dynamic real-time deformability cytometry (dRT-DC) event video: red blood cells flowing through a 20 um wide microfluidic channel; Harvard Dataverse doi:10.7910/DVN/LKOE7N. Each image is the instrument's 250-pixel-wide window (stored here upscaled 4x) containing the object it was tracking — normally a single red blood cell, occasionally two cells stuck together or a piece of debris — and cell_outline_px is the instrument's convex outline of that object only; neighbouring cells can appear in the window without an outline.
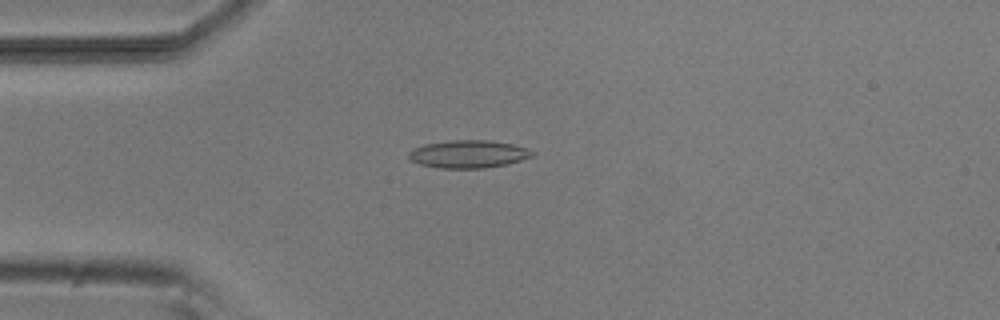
{"species": "common noctule bat (a hibernating species)", "species_latin": "Nyctalus noctula", "temperature_condition": "room temperature", "stored_images_in_passage": 52, "camera_frame_rate_fps": 3000, "um_per_image_px": 0.085, "animal": {"sex": "male", "body_mass_g": 20.5, "forearm_length_mm": 52.5}, "frame": {"image": 1, "passage_image": 13, "time_ms": 4.0, "image_size_px": [1000, 320], "cell_outline_px": [[536, 152], [532, 156], [520, 160], [504, 164], [484, 168], [440, 168], [420, 164], [412, 160], [408, 156], [408, 152], [412, 148], [424, 144], [452, 140], [488, 140], [512, 144], [528, 148]], "centroid_in_image_um": [39.8, 13.08], "position_along_channel_um": 45.2, "area_um2": 19.88}}
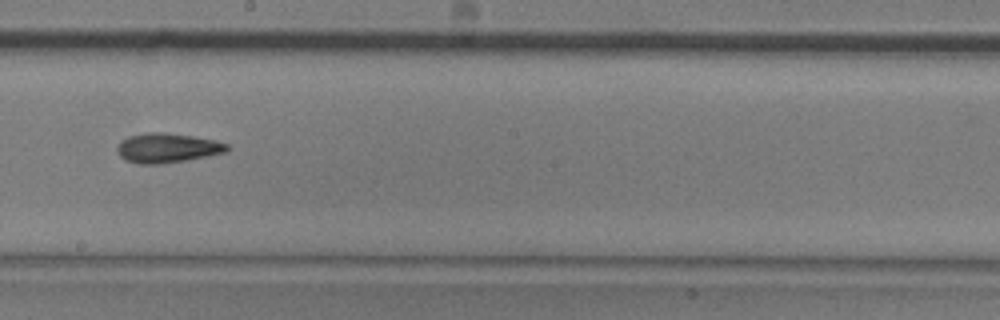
{"frame": {"image": 2, "passage_image": 29, "time_ms": 9.333, "image_size_px": [1000, 320], "cell_outline_px": [[228, 152], [188, 160], [156, 164], [140, 164], [124, 160], [120, 156], [116, 148], [128, 136], [144, 132], [164, 132], [192, 136], [216, 140], [228, 144]], "centroid_in_image_um": [14.24, 12.57], "position_along_channel_um": 234.0, "area_um2": 18.96}}
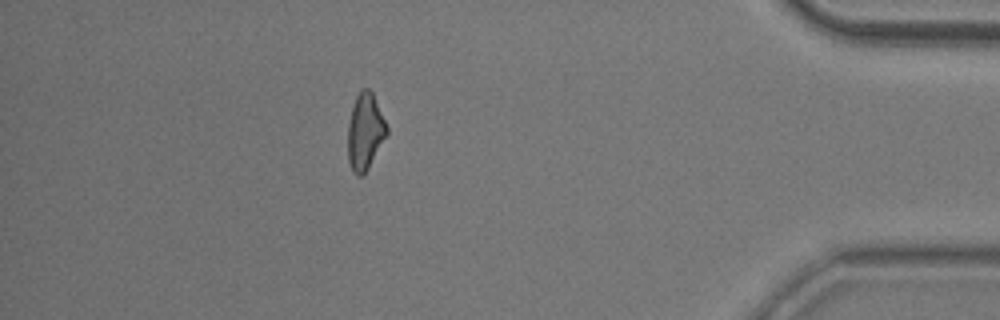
{"frame": {"image": 3, "passage_image": 46, "time_ms": 15.0, "image_size_px": [1000, 320], "cell_outline_px": [[388, 132], [368, 168], [360, 176], [356, 176], [352, 172], [348, 160], [348, 124], [352, 108], [356, 96], [360, 88], [368, 88], [372, 92], [388, 128]], "centroid_in_image_um": [31.01, 11.18], "position_along_channel_um": 404.2, "area_um2": 17.17}, "authors_computed_cell_mechanics": {"area_um2": 18.3515, "velocity_mm_per_s": 3.8166, "shape_relaxation_time_tau1_ms": 9.3184, "shape_relaxation_time_tau2_ms": 5.6886, "deformation_change_tau1": 0.2072, "deformation_change_tau2": 0.1584}}